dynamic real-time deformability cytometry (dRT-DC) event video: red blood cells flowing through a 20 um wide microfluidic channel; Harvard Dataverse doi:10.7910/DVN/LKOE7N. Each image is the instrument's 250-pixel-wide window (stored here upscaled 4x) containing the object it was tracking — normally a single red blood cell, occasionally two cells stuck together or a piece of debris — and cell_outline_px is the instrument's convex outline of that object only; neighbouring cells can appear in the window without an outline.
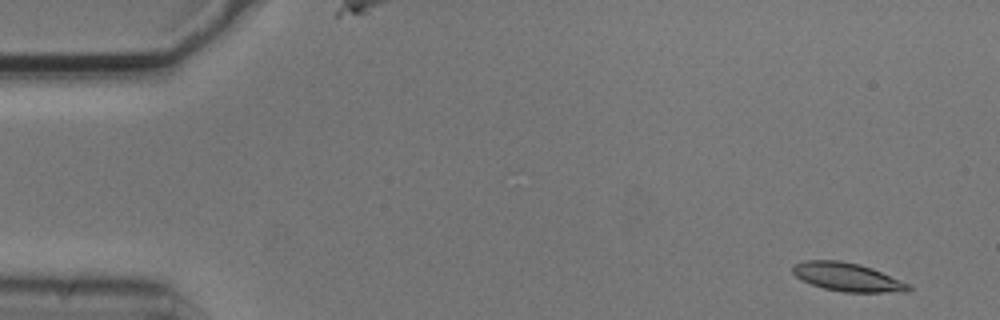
{"species": "common noctule bat (a hibernating species)", "species_latin": "Nyctalus noctula", "temperature_condition": "cold", "stored_images_in_passage": 4, "camera_frame_rate_fps": 3000, "um_per_image_px": 0.085, "animal": {"sex": "male", "body_mass_g": 20.5, "forearm_length_mm": 52.5}, "frame": {"image": 1, "passage_image": 1, "time_ms": 0.0, "image_size_px": [1000, 320], "cell_outline_px": [[912, 288], [908, 292], [844, 292], [824, 288], [812, 284], [796, 276], [792, 272], [792, 264], [804, 260], [840, 260], [860, 264], [872, 268], [912, 284]], "centroid_in_image_um": [72.07, 23.54], "position_along_channel_um": 12.9, "area_um2": 19.36}}